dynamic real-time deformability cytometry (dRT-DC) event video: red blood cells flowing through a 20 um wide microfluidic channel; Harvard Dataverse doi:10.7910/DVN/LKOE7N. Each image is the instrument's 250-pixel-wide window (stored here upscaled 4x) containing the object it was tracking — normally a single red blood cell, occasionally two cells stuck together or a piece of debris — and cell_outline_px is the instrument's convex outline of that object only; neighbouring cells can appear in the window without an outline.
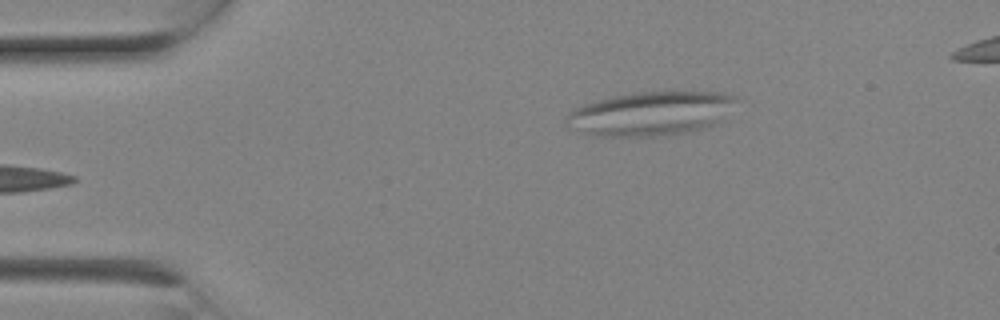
{"species": "Egyptian fruit bat (a non-hibernating species)", "species_latin": "Rousettus aegyptiacus", "temperature_condition": "room temperature", "stored_images_in_passage": 7, "segment_of_instrument_passage": [2, 2], "camera_frame_rate_fps": 3000, "um_per_image_px": 0.085, "animal": {"sex": "female"}, "frame": {"image": 1, "passage_image": 7, "time_ms": 2.0, "image_size_px": [1000, 320], "cell_outline_px": [[736, 100], [720, 120], [712, 124], [700, 128], [684, 132], [664, 136], [596, 136], [580, 132], [568, 128], [564, 120], [568, 112], [584, 104], [612, 96], [640, 92], [724, 92], [736, 96]], "centroid_in_image_um": [55.23, 9.65], "position_along_channel_um": 29.8, "area_um2": 43.18}}